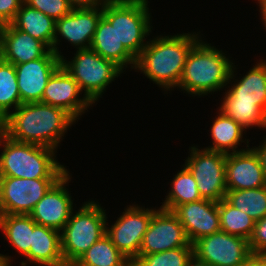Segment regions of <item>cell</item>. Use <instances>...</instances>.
Listing matches in <instances>:
<instances>
[{
  "label": "cell",
  "instance_id": "cell-1",
  "mask_svg": "<svg viewBox=\"0 0 266 266\" xmlns=\"http://www.w3.org/2000/svg\"><path fill=\"white\" fill-rule=\"evenodd\" d=\"M75 121L59 107L42 102L24 103L3 120V133L18 142L56 149Z\"/></svg>",
  "mask_w": 266,
  "mask_h": 266
},
{
  "label": "cell",
  "instance_id": "cell-2",
  "mask_svg": "<svg viewBox=\"0 0 266 266\" xmlns=\"http://www.w3.org/2000/svg\"><path fill=\"white\" fill-rule=\"evenodd\" d=\"M197 35L183 33L148 41L136 58L135 69L167 90L178 86L187 56L199 41Z\"/></svg>",
  "mask_w": 266,
  "mask_h": 266
},
{
  "label": "cell",
  "instance_id": "cell-3",
  "mask_svg": "<svg viewBox=\"0 0 266 266\" xmlns=\"http://www.w3.org/2000/svg\"><path fill=\"white\" fill-rule=\"evenodd\" d=\"M200 41L188 54L178 85L187 93L199 96L220 90L234 77L233 63L222 51Z\"/></svg>",
  "mask_w": 266,
  "mask_h": 266
},
{
  "label": "cell",
  "instance_id": "cell-4",
  "mask_svg": "<svg viewBox=\"0 0 266 266\" xmlns=\"http://www.w3.org/2000/svg\"><path fill=\"white\" fill-rule=\"evenodd\" d=\"M2 143V177L61 178L68 172L53 157L55 149L18 142L4 133Z\"/></svg>",
  "mask_w": 266,
  "mask_h": 266
},
{
  "label": "cell",
  "instance_id": "cell-5",
  "mask_svg": "<svg viewBox=\"0 0 266 266\" xmlns=\"http://www.w3.org/2000/svg\"><path fill=\"white\" fill-rule=\"evenodd\" d=\"M105 210L94 201L73 212L60 234L61 253L67 266H72L96 241L106 234Z\"/></svg>",
  "mask_w": 266,
  "mask_h": 266
},
{
  "label": "cell",
  "instance_id": "cell-6",
  "mask_svg": "<svg viewBox=\"0 0 266 266\" xmlns=\"http://www.w3.org/2000/svg\"><path fill=\"white\" fill-rule=\"evenodd\" d=\"M147 0H111L103 7V16L116 29L119 42L137 58L151 32Z\"/></svg>",
  "mask_w": 266,
  "mask_h": 266
},
{
  "label": "cell",
  "instance_id": "cell-7",
  "mask_svg": "<svg viewBox=\"0 0 266 266\" xmlns=\"http://www.w3.org/2000/svg\"><path fill=\"white\" fill-rule=\"evenodd\" d=\"M61 65L78 83L80 90L85 91V97L92 104L123 72L113 61L104 59L91 48L78 49L71 62H67L62 55Z\"/></svg>",
  "mask_w": 266,
  "mask_h": 266
},
{
  "label": "cell",
  "instance_id": "cell-8",
  "mask_svg": "<svg viewBox=\"0 0 266 266\" xmlns=\"http://www.w3.org/2000/svg\"><path fill=\"white\" fill-rule=\"evenodd\" d=\"M226 154L191 147L185 167L191 172L203 199L219 202L225 199L227 187L225 177Z\"/></svg>",
  "mask_w": 266,
  "mask_h": 266
},
{
  "label": "cell",
  "instance_id": "cell-9",
  "mask_svg": "<svg viewBox=\"0 0 266 266\" xmlns=\"http://www.w3.org/2000/svg\"><path fill=\"white\" fill-rule=\"evenodd\" d=\"M60 178H0V214L29 215Z\"/></svg>",
  "mask_w": 266,
  "mask_h": 266
},
{
  "label": "cell",
  "instance_id": "cell-10",
  "mask_svg": "<svg viewBox=\"0 0 266 266\" xmlns=\"http://www.w3.org/2000/svg\"><path fill=\"white\" fill-rule=\"evenodd\" d=\"M192 246L206 266H240L252 255L249 240L223 231L202 237Z\"/></svg>",
  "mask_w": 266,
  "mask_h": 266
},
{
  "label": "cell",
  "instance_id": "cell-11",
  "mask_svg": "<svg viewBox=\"0 0 266 266\" xmlns=\"http://www.w3.org/2000/svg\"><path fill=\"white\" fill-rule=\"evenodd\" d=\"M155 211L129 206L111 228L106 227V234L112 243L130 261L138 258L144 234Z\"/></svg>",
  "mask_w": 266,
  "mask_h": 266
},
{
  "label": "cell",
  "instance_id": "cell-12",
  "mask_svg": "<svg viewBox=\"0 0 266 266\" xmlns=\"http://www.w3.org/2000/svg\"><path fill=\"white\" fill-rule=\"evenodd\" d=\"M178 247L193 246L175 214L160 207L150 220L139 254H154Z\"/></svg>",
  "mask_w": 266,
  "mask_h": 266
},
{
  "label": "cell",
  "instance_id": "cell-13",
  "mask_svg": "<svg viewBox=\"0 0 266 266\" xmlns=\"http://www.w3.org/2000/svg\"><path fill=\"white\" fill-rule=\"evenodd\" d=\"M61 65V58L50 50L43 58L14 65L21 104L42 102L48 79Z\"/></svg>",
  "mask_w": 266,
  "mask_h": 266
},
{
  "label": "cell",
  "instance_id": "cell-14",
  "mask_svg": "<svg viewBox=\"0 0 266 266\" xmlns=\"http://www.w3.org/2000/svg\"><path fill=\"white\" fill-rule=\"evenodd\" d=\"M103 15V8L72 9L67 15L55 20V39L53 51L61 58L57 45L62 36L77 49L90 48L97 24ZM57 44V45H56Z\"/></svg>",
  "mask_w": 266,
  "mask_h": 266
},
{
  "label": "cell",
  "instance_id": "cell-15",
  "mask_svg": "<svg viewBox=\"0 0 266 266\" xmlns=\"http://www.w3.org/2000/svg\"><path fill=\"white\" fill-rule=\"evenodd\" d=\"M70 179L69 172L64 174L39 200L30 212L36 224L61 231L73 211V200L65 188Z\"/></svg>",
  "mask_w": 266,
  "mask_h": 266
},
{
  "label": "cell",
  "instance_id": "cell-16",
  "mask_svg": "<svg viewBox=\"0 0 266 266\" xmlns=\"http://www.w3.org/2000/svg\"><path fill=\"white\" fill-rule=\"evenodd\" d=\"M172 212L184 227L191 244L202 237L221 231L217 202L202 199L176 206Z\"/></svg>",
  "mask_w": 266,
  "mask_h": 266
},
{
  "label": "cell",
  "instance_id": "cell-17",
  "mask_svg": "<svg viewBox=\"0 0 266 266\" xmlns=\"http://www.w3.org/2000/svg\"><path fill=\"white\" fill-rule=\"evenodd\" d=\"M81 90L78 83L60 65L48 79L42 103L59 107L69 113L75 120L87 110L92 103L84 96L78 98Z\"/></svg>",
  "mask_w": 266,
  "mask_h": 266
},
{
  "label": "cell",
  "instance_id": "cell-18",
  "mask_svg": "<svg viewBox=\"0 0 266 266\" xmlns=\"http://www.w3.org/2000/svg\"><path fill=\"white\" fill-rule=\"evenodd\" d=\"M227 190H245L266 186V177L256 152L251 148L226 154Z\"/></svg>",
  "mask_w": 266,
  "mask_h": 266
},
{
  "label": "cell",
  "instance_id": "cell-19",
  "mask_svg": "<svg viewBox=\"0 0 266 266\" xmlns=\"http://www.w3.org/2000/svg\"><path fill=\"white\" fill-rule=\"evenodd\" d=\"M0 47L1 59L13 65L43 58L50 51L43 42L16 29L11 23L5 24L0 31Z\"/></svg>",
  "mask_w": 266,
  "mask_h": 266
},
{
  "label": "cell",
  "instance_id": "cell-20",
  "mask_svg": "<svg viewBox=\"0 0 266 266\" xmlns=\"http://www.w3.org/2000/svg\"><path fill=\"white\" fill-rule=\"evenodd\" d=\"M30 263L44 266H67L61 253L60 231L35 224L32 232V244L25 256Z\"/></svg>",
  "mask_w": 266,
  "mask_h": 266
},
{
  "label": "cell",
  "instance_id": "cell-21",
  "mask_svg": "<svg viewBox=\"0 0 266 266\" xmlns=\"http://www.w3.org/2000/svg\"><path fill=\"white\" fill-rule=\"evenodd\" d=\"M96 53L104 59L113 61L122 70L127 64H133L135 68L136 58L119 42L116 29L102 15L90 46Z\"/></svg>",
  "mask_w": 266,
  "mask_h": 266
},
{
  "label": "cell",
  "instance_id": "cell-22",
  "mask_svg": "<svg viewBox=\"0 0 266 266\" xmlns=\"http://www.w3.org/2000/svg\"><path fill=\"white\" fill-rule=\"evenodd\" d=\"M224 100L255 103L266 114V62L260 61L227 90Z\"/></svg>",
  "mask_w": 266,
  "mask_h": 266
},
{
  "label": "cell",
  "instance_id": "cell-23",
  "mask_svg": "<svg viewBox=\"0 0 266 266\" xmlns=\"http://www.w3.org/2000/svg\"><path fill=\"white\" fill-rule=\"evenodd\" d=\"M11 24L16 29L43 42L53 51L55 39V20L53 18L23 2Z\"/></svg>",
  "mask_w": 266,
  "mask_h": 266
},
{
  "label": "cell",
  "instance_id": "cell-24",
  "mask_svg": "<svg viewBox=\"0 0 266 266\" xmlns=\"http://www.w3.org/2000/svg\"><path fill=\"white\" fill-rule=\"evenodd\" d=\"M35 224L30 215L0 214V229L13 247L24 256L29 253Z\"/></svg>",
  "mask_w": 266,
  "mask_h": 266
},
{
  "label": "cell",
  "instance_id": "cell-25",
  "mask_svg": "<svg viewBox=\"0 0 266 266\" xmlns=\"http://www.w3.org/2000/svg\"><path fill=\"white\" fill-rule=\"evenodd\" d=\"M245 128L235 122L232 118L226 116L220 111L219 116L214 120L211 127V136L213 145L205 148L209 151L222 152L225 154L244 151L245 149L235 150L240 141L242 142V134ZM232 149V150H229Z\"/></svg>",
  "mask_w": 266,
  "mask_h": 266
},
{
  "label": "cell",
  "instance_id": "cell-26",
  "mask_svg": "<svg viewBox=\"0 0 266 266\" xmlns=\"http://www.w3.org/2000/svg\"><path fill=\"white\" fill-rule=\"evenodd\" d=\"M129 261L105 234L72 266H125Z\"/></svg>",
  "mask_w": 266,
  "mask_h": 266
},
{
  "label": "cell",
  "instance_id": "cell-27",
  "mask_svg": "<svg viewBox=\"0 0 266 266\" xmlns=\"http://www.w3.org/2000/svg\"><path fill=\"white\" fill-rule=\"evenodd\" d=\"M225 200L255 221L266 216V186L245 190H227Z\"/></svg>",
  "mask_w": 266,
  "mask_h": 266
},
{
  "label": "cell",
  "instance_id": "cell-28",
  "mask_svg": "<svg viewBox=\"0 0 266 266\" xmlns=\"http://www.w3.org/2000/svg\"><path fill=\"white\" fill-rule=\"evenodd\" d=\"M221 231L249 240L255 220L245 212L233 207L225 199L218 202Z\"/></svg>",
  "mask_w": 266,
  "mask_h": 266
},
{
  "label": "cell",
  "instance_id": "cell-29",
  "mask_svg": "<svg viewBox=\"0 0 266 266\" xmlns=\"http://www.w3.org/2000/svg\"><path fill=\"white\" fill-rule=\"evenodd\" d=\"M183 167L173 178L171 191L161 208L172 211L176 206L203 199L193 175L185 166Z\"/></svg>",
  "mask_w": 266,
  "mask_h": 266
},
{
  "label": "cell",
  "instance_id": "cell-30",
  "mask_svg": "<svg viewBox=\"0 0 266 266\" xmlns=\"http://www.w3.org/2000/svg\"><path fill=\"white\" fill-rule=\"evenodd\" d=\"M19 105L21 99L15 66L0 59V117L4 120L11 106L16 109Z\"/></svg>",
  "mask_w": 266,
  "mask_h": 266
},
{
  "label": "cell",
  "instance_id": "cell-31",
  "mask_svg": "<svg viewBox=\"0 0 266 266\" xmlns=\"http://www.w3.org/2000/svg\"><path fill=\"white\" fill-rule=\"evenodd\" d=\"M219 110L245 129L254 125L266 128V114L255 103L223 100Z\"/></svg>",
  "mask_w": 266,
  "mask_h": 266
},
{
  "label": "cell",
  "instance_id": "cell-32",
  "mask_svg": "<svg viewBox=\"0 0 266 266\" xmlns=\"http://www.w3.org/2000/svg\"><path fill=\"white\" fill-rule=\"evenodd\" d=\"M192 254L193 247H178L154 254H139L134 262L136 266H187Z\"/></svg>",
  "mask_w": 266,
  "mask_h": 266
},
{
  "label": "cell",
  "instance_id": "cell-33",
  "mask_svg": "<svg viewBox=\"0 0 266 266\" xmlns=\"http://www.w3.org/2000/svg\"><path fill=\"white\" fill-rule=\"evenodd\" d=\"M24 2L54 20L60 19L72 10L67 0H24Z\"/></svg>",
  "mask_w": 266,
  "mask_h": 266
},
{
  "label": "cell",
  "instance_id": "cell-34",
  "mask_svg": "<svg viewBox=\"0 0 266 266\" xmlns=\"http://www.w3.org/2000/svg\"><path fill=\"white\" fill-rule=\"evenodd\" d=\"M249 246L252 254L266 255V216L255 222Z\"/></svg>",
  "mask_w": 266,
  "mask_h": 266
},
{
  "label": "cell",
  "instance_id": "cell-35",
  "mask_svg": "<svg viewBox=\"0 0 266 266\" xmlns=\"http://www.w3.org/2000/svg\"><path fill=\"white\" fill-rule=\"evenodd\" d=\"M24 0H0V21L5 25L11 23Z\"/></svg>",
  "mask_w": 266,
  "mask_h": 266
},
{
  "label": "cell",
  "instance_id": "cell-36",
  "mask_svg": "<svg viewBox=\"0 0 266 266\" xmlns=\"http://www.w3.org/2000/svg\"><path fill=\"white\" fill-rule=\"evenodd\" d=\"M111 0H67L72 9L99 8L106 6Z\"/></svg>",
  "mask_w": 266,
  "mask_h": 266
},
{
  "label": "cell",
  "instance_id": "cell-37",
  "mask_svg": "<svg viewBox=\"0 0 266 266\" xmlns=\"http://www.w3.org/2000/svg\"><path fill=\"white\" fill-rule=\"evenodd\" d=\"M240 266H266V255H254V254H252Z\"/></svg>",
  "mask_w": 266,
  "mask_h": 266
},
{
  "label": "cell",
  "instance_id": "cell-38",
  "mask_svg": "<svg viewBox=\"0 0 266 266\" xmlns=\"http://www.w3.org/2000/svg\"><path fill=\"white\" fill-rule=\"evenodd\" d=\"M256 154L259 157L261 167L264 171L265 177H266V138L264 140V143L260 145L259 147L252 148Z\"/></svg>",
  "mask_w": 266,
  "mask_h": 266
},
{
  "label": "cell",
  "instance_id": "cell-39",
  "mask_svg": "<svg viewBox=\"0 0 266 266\" xmlns=\"http://www.w3.org/2000/svg\"><path fill=\"white\" fill-rule=\"evenodd\" d=\"M187 266H206L204 261L200 258H198L194 253L191 255V257L188 260Z\"/></svg>",
  "mask_w": 266,
  "mask_h": 266
},
{
  "label": "cell",
  "instance_id": "cell-40",
  "mask_svg": "<svg viewBox=\"0 0 266 266\" xmlns=\"http://www.w3.org/2000/svg\"><path fill=\"white\" fill-rule=\"evenodd\" d=\"M259 6H261V13H262V19H263V24L265 25L266 28V0H258Z\"/></svg>",
  "mask_w": 266,
  "mask_h": 266
},
{
  "label": "cell",
  "instance_id": "cell-41",
  "mask_svg": "<svg viewBox=\"0 0 266 266\" xmlns=\"http://www.w3.org/2000/svg\"><path fill=\"white\" fill-rule=\"evenodd\" d=\"M10 258L9 256H4L0 254V266H10Z\"/></svg>",
  "mask_w": 266,
  "mask_h": 266
},
{
  "label": "cell",
  "instance_id": "cell-42",
  "mask_svg": "<svg viewBox=\"0 0 266 266\" xmlns=\"http://www.w3.org/2000/svg\"><path fill=\"white\" fill-rule=\"evenodd\" d=\"M2 144V134L0 135V146ZM2 177V153L0 155V178Z\"/></svg>",
  "mask_w": 266,
  "mask_h": 266
},
{
  "label": "cell",
  "instance_id": "cell-43",
  "mask_svg": "<svg viewBox=\"0 0 266 266\" xmlns=\"http://www.w3.org/2000/svg\"><path fill=\"white\" fill-rule=\"evenodd\" d=\"M3 133V119L0 117V135Z\"/></svg>",
  "mask_w": 266,
  "mask_h": 266
},
{
  "label": "cell",
  "instance_id": "cell-44",
  "mask_svg": "<svg viewBox=\"0 0 266 266\" xmlns=\"http://www.w3.org/2000/svg\"><path fill=\"white\" fill-rule=\"evenodd\" d=\"M125 266H136L134 261H129Z\"/></svg>",
  "mask_w": 266,
  "mask_h": 266
},
{
  "label": "cell",
  "instance_id": "cell-45",
  "mask_svg": "<svg viewBox=\"0 0 266 266\" xmlns=\"http://www.w3.org/2000/svg\"><path fill=\"white\" fill-rule=\"evenodd\" d=\"M3 27H4V24L0 21V31L2 30Z\"/></svg>",
  "mask_w": 266,
  "mask_h": 266
}]
</instances>
